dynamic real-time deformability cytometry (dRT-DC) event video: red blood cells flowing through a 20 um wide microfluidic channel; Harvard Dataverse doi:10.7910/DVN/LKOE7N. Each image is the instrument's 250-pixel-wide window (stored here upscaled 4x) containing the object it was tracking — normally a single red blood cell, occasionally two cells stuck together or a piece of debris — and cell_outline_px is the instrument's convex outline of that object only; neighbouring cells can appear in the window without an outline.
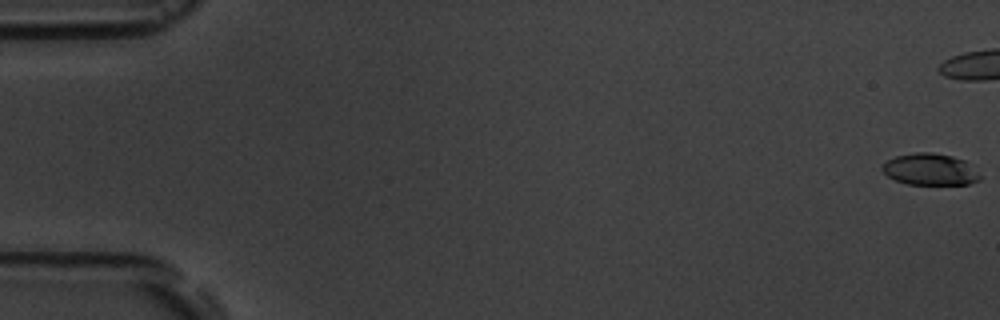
{"species": "common noctule bat (a hibernating species)", "species_latin": "Nyctalus noctula", "temperature_condition": "room temperature", "stored_images_in_passage": 13, "camera_frame_rate_fps": 3000, "um_per_image_px": 0.085, "animal": {"sex": "male", "body_mass_g": 19.5, "forearm_length_mm": 54.6}, "frame": {"image": 1, "passage_image": 1, "time_ms": 0.0, "image_size_px": [1000, 320], "cell_outline_px": [[980, 180], [968, 184], [908, 184], [896, 180], [888, 176], [880, 168], [888, 160], [896, 156], [916, 152], [932, 152], [952, 156], [964, 160], [972, 164], [980, 176]], "centroid_in_image_um": [79.08, 14.39], "position_along_channel_um": 5.9, "area_um2": 17.98}}